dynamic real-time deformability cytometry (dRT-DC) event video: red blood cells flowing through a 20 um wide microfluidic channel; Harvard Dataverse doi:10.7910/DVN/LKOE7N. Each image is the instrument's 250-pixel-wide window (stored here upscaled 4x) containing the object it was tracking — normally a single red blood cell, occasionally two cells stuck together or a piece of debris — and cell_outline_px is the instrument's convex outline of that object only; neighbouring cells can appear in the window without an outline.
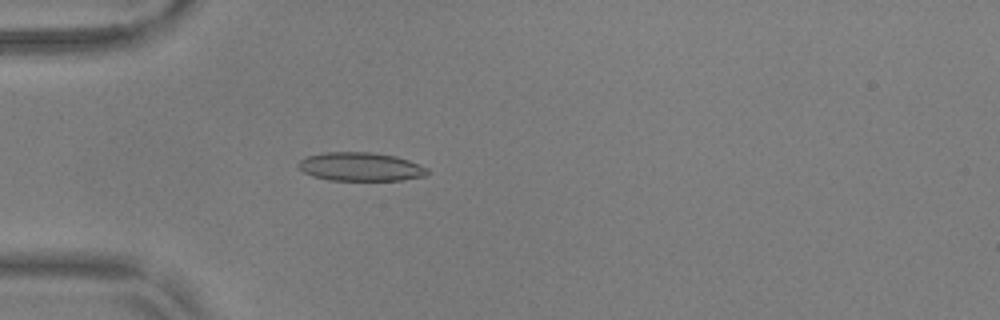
{"species": "common noctule bat (a hibernating species)", "species_latin": "Nyctalus noctula", "temperature_condition": "warm", "stored_images_in_passage": 52, "camera_frame_rate_fps": 3000, "um_per_image_px": 0.085, "animal": {"sex": "male", "body_mass_g": 17.9, "forearm_length_mm": 54.2}, "frame": {"image": 1, "passage_image": 14, "time_ms": 4.333, "image_size_px": [1000, 320], "cell_outline_px": [[428, 172], [424, 176], [404, 180], [328, 180], [312, 176], [304, 172], [296, 164], [300, 160], [308, 156], [324, 152], [372, 152], [396, 156], [408, 160], [428, 168]], "centroid_in_image_um": [30.64, 14.17], "position_along_channel_um": 54.4, "area_um2": 21.5}}
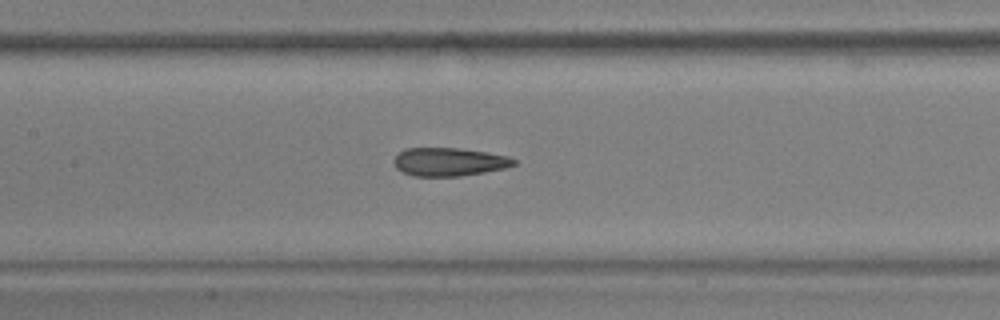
{"frame": {"image": 2, "passage_image": 24, "time_ms": 7.667, "image_size_px": [1000, 320], "cell_outline_px": [[516, 164], [504, 168], [484, 172], [460, 176], [412, 176], [396, 168], [392, 160], [404, 148], [456, 148], [488, 152], [508, 156], [516, 160]], "centroid_in_image_um": [38.16, 13.75], "position_along_channel_um": 169.2, "area_um2": 19.77}}
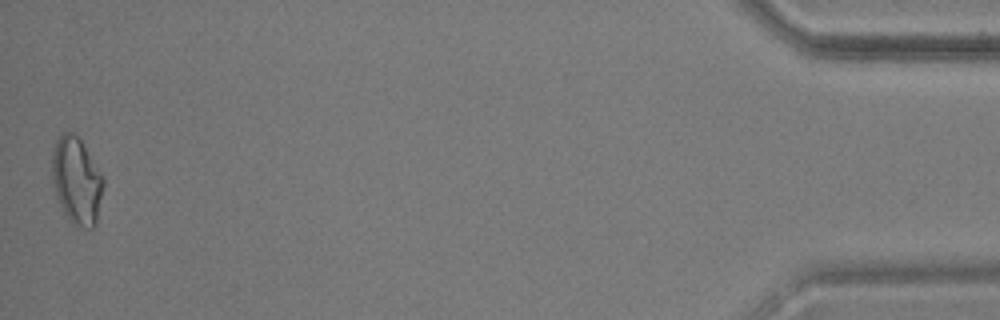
{"frame": {"image": 3, "passage_image": 52, "time_ms": 17.0, "image_size_px": [1000, 320], "cell_outline_px": [[104, 184], [96, 224], [92, 228], [84, 228], [72, 224], [68, 220], [56, 196], [52, 180], [52, 156], [56, 140], [64, 132], [72, 132], [80, 140], [100, 172], [104, 180]], "centroid_in_image_um": [6.51, 15.4], "position_along_channel_um": 428.7, "area_um2": 25.72}, "authors_computed_cell_mechanics": {"area_um2": 20.6057, "velocity_mm_per_s": 3.6997, "shape_relaxation_time_tau1_ms": 7.696, "shape_relaxation_time_tau2_ms": 1.8233, "deformation_change_tau1": 0.217, "deformation_change_tau2": 0.1111}}